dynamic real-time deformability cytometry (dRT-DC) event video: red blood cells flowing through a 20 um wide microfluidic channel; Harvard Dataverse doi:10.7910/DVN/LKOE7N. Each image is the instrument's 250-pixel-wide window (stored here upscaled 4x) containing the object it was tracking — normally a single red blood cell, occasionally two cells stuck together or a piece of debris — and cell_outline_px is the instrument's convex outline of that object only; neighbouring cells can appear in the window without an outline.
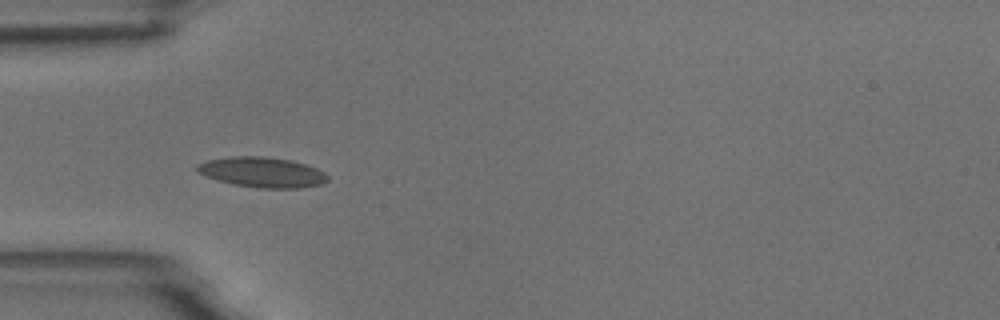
{"species": "common noctule bat (a hibernating species)", "species_latin": "Nyctalus noctula", "temperature_condition": "room temperature", "stored_images_in_passage": 5, "camera_frame_rate_fps": 3000, "um_per_image_px": 0.085, "animal": {"sex": "male", "body_mass_g": 18.8}, "frame": {"image": 1, "passage_image": 4, "time_ms": 3.667, "image_size_px": [1000, 320], "cell_outline_px": [[328, 180], [320, 184], [300, 188], [260, 188], [232, 184], [196, 172], [196, 164], [208, 160], [232, 156], [264, 156], [292, 160], [316, 168], [324, 172], [328, 176]], "centroid_in_image_um": [22.28, 14.63], "position_along_channel_um": 62.7, "area_um2": 22.89}}